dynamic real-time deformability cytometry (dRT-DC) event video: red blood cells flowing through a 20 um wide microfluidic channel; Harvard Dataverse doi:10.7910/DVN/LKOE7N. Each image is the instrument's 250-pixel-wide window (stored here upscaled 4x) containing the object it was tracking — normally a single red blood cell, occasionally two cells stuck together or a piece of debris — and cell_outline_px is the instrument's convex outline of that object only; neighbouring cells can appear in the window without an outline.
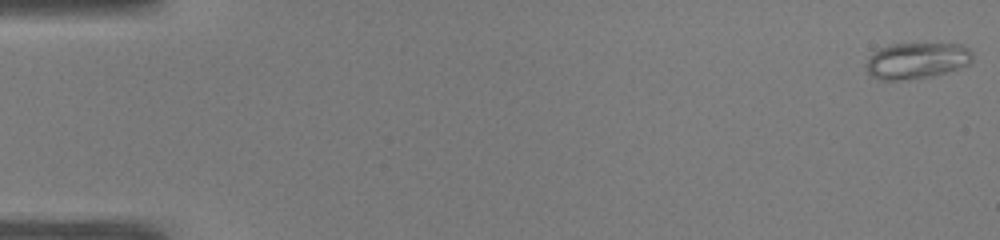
{"species": "common noctule bat (a hibernating species)", "species_latin": "Nyctalus noctula", "temperature_condition": "warm", "stored_images_in_passage": 50, "camera_frame_rate_fps": 3000, "um_per_image_px": 0.085, "animal": {"sex": "male", "body_mass_g": 19.0, "forearm_length_mm": 50.8}, "frame": {"image": 1, "passage_image": 1, "time_ms": 0.0, "image_size_px": [1000, 240], "cell_outline_px": [[972, 60], [968, 64], [932, 76], [900, 80], [880, 80], [872, 76], [868, 72], [868, 60], [880, 48], [892, 44], [960, 44], [968, 48], [972, 52]], "centroid_in_image_um": [77.94, 5.15], "position_along_channel_um": 7.1, "area_um2": 21.85}}
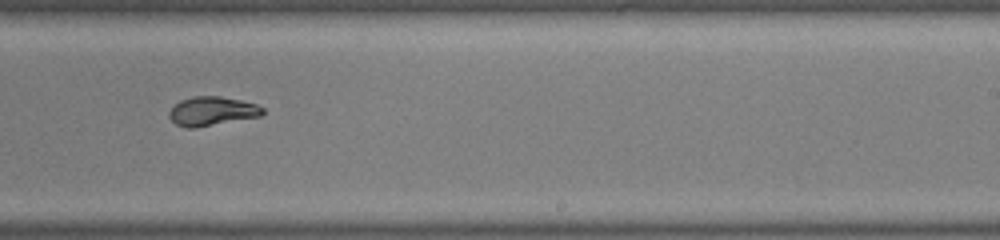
{"frame": {"image": 2, "passage_image": 32, "time_ms": 10.333, "image_size_px": [1000, 240], "cell_outline_px": [[264, 112], [260, 116], [196, 128], [188, 128], [176, 124], [168, 116], [168, 112], [180, 100], [192, 96], [220, 96], [240, 100], [256, 104], [264, 108]], "centroid_in_image_um": [18.01, 9.45], "position_along_channel_um": 271.0, "area_um2": 15.78}}
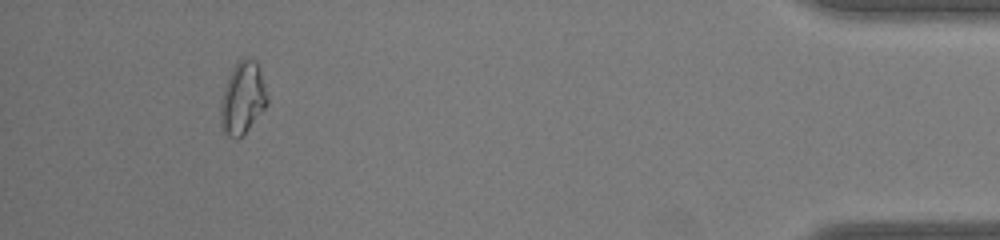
{"frame": {"image": 3, "passage_image": 47, "time_ms": 15.333, "image_size_px": [1000, 240], "cell_outline_px": [[268, 104], [248, 128], [236, 140], [228, 136], [224, 132], [220, 124], [220, 100], [228, 76], [232, 68], [244, 56], [256, 60], [260, 68], [268, 100]], "centroid_in_image_um": [20.6, 8.32], "position_along_channel_um": 414.6, "area_um2": 19.65}, "authors_computed_cell_mechanics": {"area_um2": 17.0221, "velocity_mm_per_s": 4.0745, "shape_relaxation_time_tau1_ms": 8.1093, "shape_relaxation_time_tau2_ms": 1.6414, "deformation_change_tau1": 0.2581, "deformation_change_tau2": 0.0467}}